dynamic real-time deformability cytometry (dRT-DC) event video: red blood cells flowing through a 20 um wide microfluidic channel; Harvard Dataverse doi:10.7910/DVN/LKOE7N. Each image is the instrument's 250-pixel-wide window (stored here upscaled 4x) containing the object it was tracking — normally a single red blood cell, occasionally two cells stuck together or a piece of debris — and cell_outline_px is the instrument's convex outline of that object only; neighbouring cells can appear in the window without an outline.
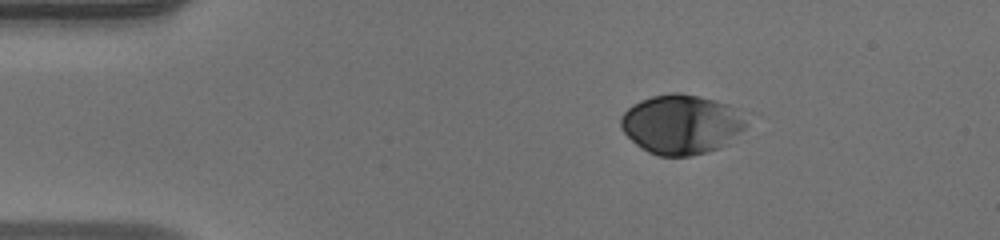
{"species": "human", "species_latin": "Homo sapiens", "temperature_condition": "warm", "stored_images_in_passage": 43, "camera_frame_rate_fps": 3000, "um_per_image_px": 0.085, "donor": {"sex": "male"}, "frame": {"image": 1, "passage_image": 1, "time_ms": 0.0, "image_size_px": [1000, 240], "cell_outline_px": [[756, 112], [744, 128], [728, 144], [692, 156], [660, 156], [648, 152], [636, 144], [620, 128], [620, 116], [632, 104], [640, 100], [652, 96], [668, 92], [680, 92], [728, 104]], "centroid_in_image_um": [58.02, 10.54], "position_along_channel_um": 27.0, "area_um2": 44.51}}
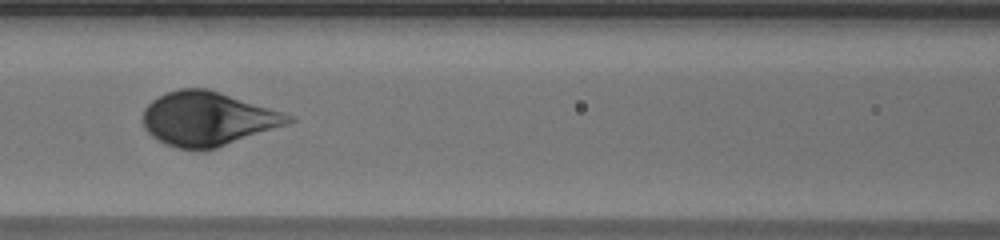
{"frame": {"image": 2, "passage_image": 15, "time_ms": 4.667, "image_size_px": [1000, 240], "cell_outline_px": [[296, 120], [288, 124], [216, 148], [176, 148], [164, 144], [152, 136], [144, 128], [144, 108], [152, 100], [168, 92], [180, 88], [208, 88], [284, 112], [292, 116]], "centroid_in_image_um": [17.66, 10.08], "position_along_channel_um": 148.9, "area_um2": 45.37}}
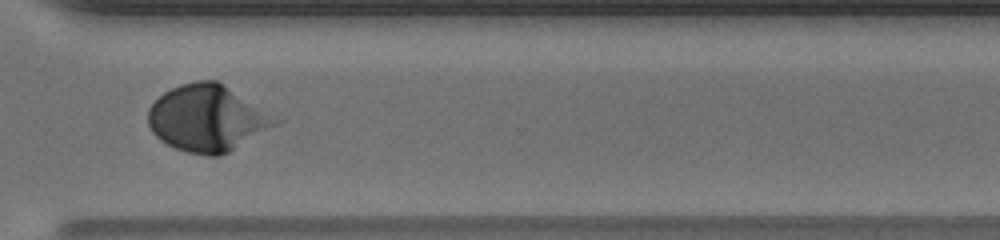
{"frame": {"image": 3, "passage_image": 30, "time_ms": 9.667, "image_size_px": [1000, 240], "cell_outline_px": [[284, 120], [228, 152], [220, 156], [208, 156], [188, 152], [176, 148], [160, 140], [152, 132], [148, 124], [148, 108], [164, 92], [180, 84], [196, 80], [216, 80]], "centroid_in_image_um": [17.62, 10.04], "position_along_channel_um": 353.0, "area_um2": 49.01}, "authors_computed_cell_mechanics": {"area_um2": 43.8124, "velocity_mm_per_s": 4.0944, "shape_relaxation_time_tau1_ms": 2.7334, "shape_relaxation_time_tau2_ms": null, "deformation_change_tau1": 0.1538, "deformation_change_tau2": null}}